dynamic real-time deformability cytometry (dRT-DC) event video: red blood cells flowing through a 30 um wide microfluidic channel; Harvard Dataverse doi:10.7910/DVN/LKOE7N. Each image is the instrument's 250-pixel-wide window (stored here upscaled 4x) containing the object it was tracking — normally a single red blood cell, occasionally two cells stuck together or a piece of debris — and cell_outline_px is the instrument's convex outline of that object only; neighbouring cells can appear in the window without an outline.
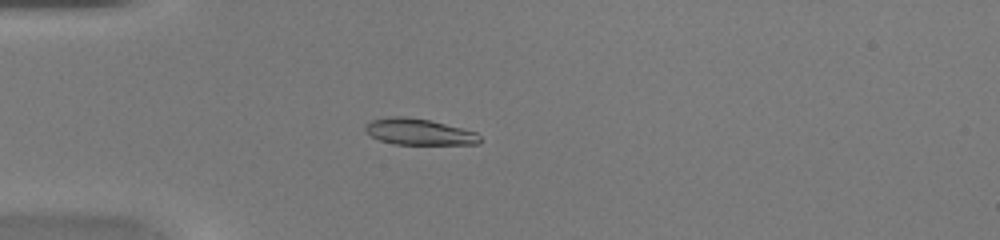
{"species": "common noctule bat (a hibernating species)", "species_latin": "Nyctalus noctula", "temperature_condition": "warm", "stored_images_in_passage": 50, "camera_frame_rate_fps": 3000, "um_per_image_px": 0.085, "animal": {"sex": "female", "body_mass_g": 20.0, "forearm_length_mm": 54.0}, "frame": {"image": 1, "passage_image": 15, "time_ms": 4.667, "image_size_px": [1000, 240], "cell_outline_px": [[480, 144], [392, 144], [380, 140], [372, 136], [364, 128], [364, 124], [372, 120], [392, 116], [408, 116], [428, 120], [476, 132], [480, 136]], "centroid_in_image_um": [35.59, 11.2], "position_along_channel_um": 49.4, "area_um2": 17.34}}
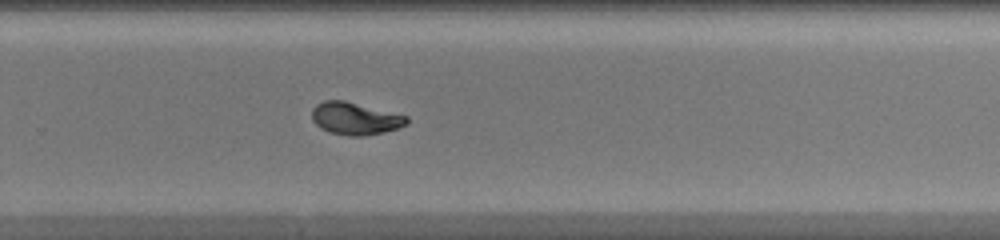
{"frame": {"image": 2, "passage_image": 34, "time_ms": 11.0, "image_size_px": [1000, 240], "cell_outline_px": [[408, 124], [384, 132], [364, 136], [348, 136], [328, 132], [320, 128], [312, 120], [312, 108], [316, 104], [324, 100], [344, 100], [408, 116]], "centroid_in_image_um": [30.16, 10.07], "position_along_channel_um": 299.6, "area_um2": 17.98}}
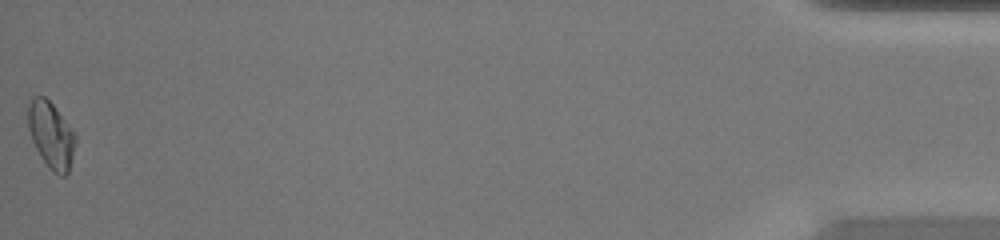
{"frame": {"image": 3, "passage_image": 50, "time_ms": 16.333, "image_size_px": [1000, 240], "cell_outline_px": [[76, 144], [68, 172], [64, 176], [60, 176], [52, 172], [40, 156], [32, 140], [28, 128], [28, 100], [32, 96], [44, 96], [52, 104], [76, 136]], "centroid_in_image_um": [4.32, 11.49], "position_along_channel_um": 430.9, "area_um2": 18.21}, "authors_computed_cell_mechanics": {"area_um2": 17.8024, "velocity_mm_per_s": 4.234, "shape_relaxation_time_tau1_ms": 5.9109, "shape_relaxation_time_tau2_ms": null, "deformation_change_tau1": 0.2589, "deformation_change_tau2": null}}